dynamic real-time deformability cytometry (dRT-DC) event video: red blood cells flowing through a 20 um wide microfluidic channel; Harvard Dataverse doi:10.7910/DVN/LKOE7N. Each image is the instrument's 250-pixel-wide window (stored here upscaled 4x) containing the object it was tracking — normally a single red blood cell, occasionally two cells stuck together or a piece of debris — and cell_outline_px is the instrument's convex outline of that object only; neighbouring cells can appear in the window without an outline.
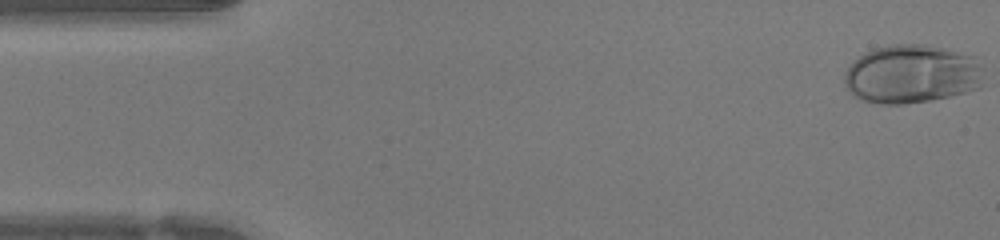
{"species": "human", "species_latin": "Homo sapiens", "temperature_condition": "warm", "stored_images_in_passage": 47, "camera_frame_rate_fps": 3000, "um_per_image_px": 0.085, "donor": {"sex": "female"}, "frame": {"image": 1, "passage_image": 1, "time_ms": 0.0, "image_size_px": [1000, 240], "cell_outline_px": [[984, 68], [980, 88], [948, 96], [928, 100], [904, 104], [880, 104], [860, 100], [844, 84], [844, 76], [848, 68], [864, 52], [876, 48], [892, 44], [920, 44], [940, 48], [968, 56]], "centroid_in_image_um": [77.46, 6.32], "position_along_channel_um": 7.5, "area_um2": 46.88}}
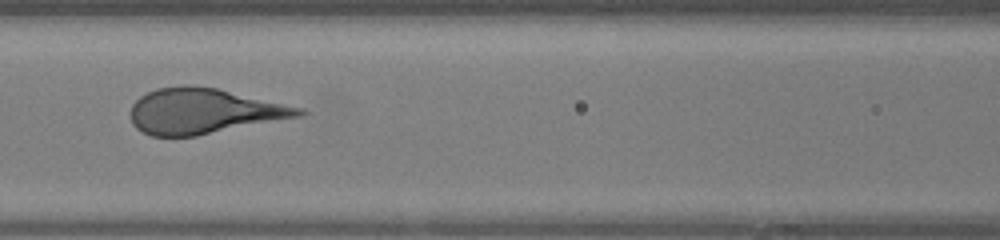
{"frame": {"image": 2, "passage_image": 20, "time_ms": 6.333, "image_size_px": [1000, 240], "cell_outline_px": [[308, 112], [300, 116], [196, 136], [152, 136], [136, 128], [132, 124], [132, 104], [140, 96], [156, 88], [180, 84], [184, 84], [216, 88], [304, 108]], "centroid_in_image_um": [17.3, 9.43], "position_along_channel_um": 149.3, "area_um2": 44.27}}
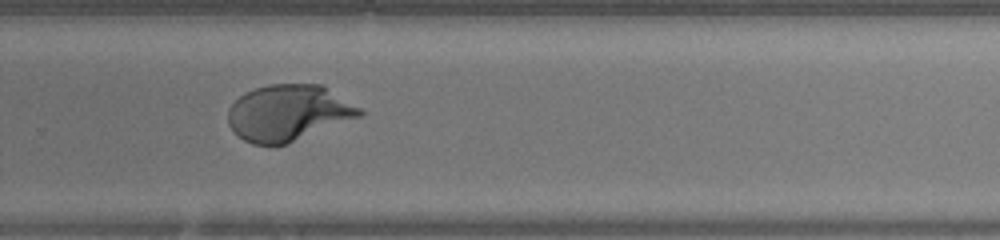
{"frame": {"image": 3, "passage_image": 31, "time_ms": 10.0, "image_size_px": [1000, 240], "cell_outline_px": [[364, 112], [360, 116], [288, 144], [252, 144], [244, 140], [228, 124], [228, 108], [244, 92], [268, 84], [324, 84], [360, 108]], "centroid_in_image_um": [24.52, 9.57], "position_along_channel_um": 305.3, "area_um2": 42.89}, "authors_computed_cell_mechanics": {"area_um2": 44.8528, "velocity_mm_per_s": 4.2684, "shape_relaxation_time_tau1_ms": 5.5827, "shape_relaxation_time_tau2_ms": null, "deformation_change_tau1": 0.305, "deformation_change_tau2": null}}